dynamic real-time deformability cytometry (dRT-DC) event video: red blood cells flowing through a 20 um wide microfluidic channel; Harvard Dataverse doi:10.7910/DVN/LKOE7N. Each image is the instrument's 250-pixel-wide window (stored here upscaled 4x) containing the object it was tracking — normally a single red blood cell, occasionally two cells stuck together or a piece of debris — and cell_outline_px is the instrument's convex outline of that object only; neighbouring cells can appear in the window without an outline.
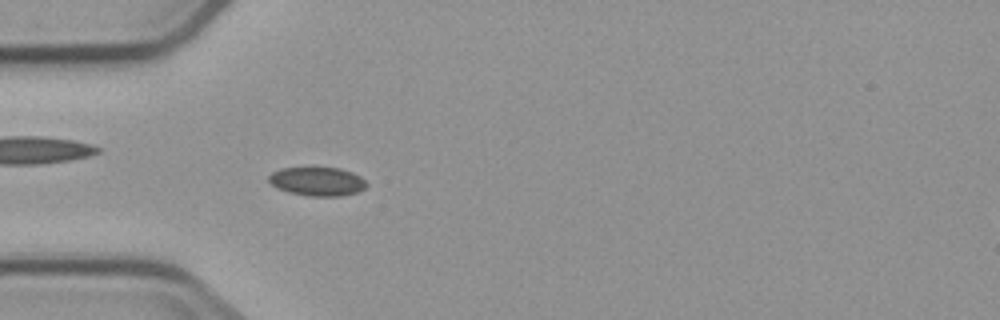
{"species": "common noctule bat (a hibernating species)", "species_latin": "Nyctalus noctula", "temperature_condition": "cold", "stored_images_in_passage": 4, "camera_frame_rate_fps": 3000, "um_per_image_px": 0.085, "animal": {"sex": "male", "body_mass_g": 23.1, "forearm_length_mm": 52.7}, "frame": {"image": 1, "passage_image": 4, "time_ms": 3.333, "image_size_px": [1000, 320], "cell_outline_px": [[368, 184], [364, 188], [356, 192], [340, 196], [308, 196], [288, 192], [272, 184], [268, 180], [268, 176], [272, 172], [284, 168], [340, 168], [352, 172], [360, 176]], "centroid_in_image_um": [26.98, 15.42], "position_along_channel_um": 58.0, "area_um2": 16.18}}